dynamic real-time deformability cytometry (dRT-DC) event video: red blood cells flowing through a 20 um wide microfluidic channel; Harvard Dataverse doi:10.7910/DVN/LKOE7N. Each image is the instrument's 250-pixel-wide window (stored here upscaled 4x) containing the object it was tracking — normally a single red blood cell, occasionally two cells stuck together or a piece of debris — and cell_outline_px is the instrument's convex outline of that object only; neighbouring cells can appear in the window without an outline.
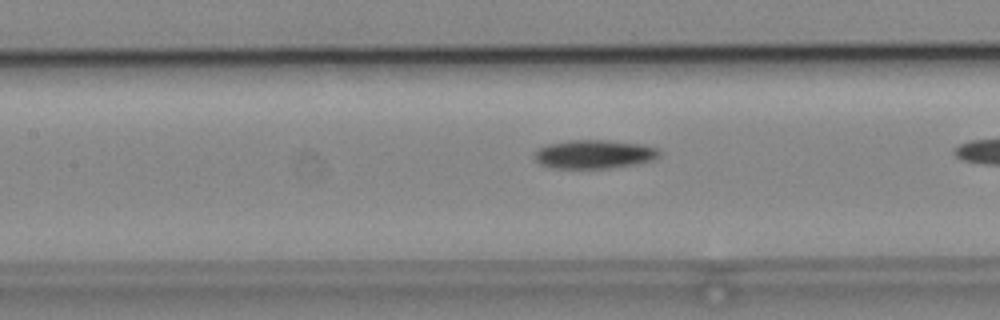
{"species": "common noctule bat (a hibernating species)", "species_latin": "Nyctalus noctula", "temperature_condition": "cold", "stored_images_in_passage": 11, "camera_frame_rate_fps": 3000, "um_per_image_px": 0.085, "animal": {"sex": "male", "body_mass_g": 19.2, "forearm_length_mm": 51.8}, "frame": {"image": 1, "passage_image": 10, "time_ms": 3.0, "image_size_px": [1000, 320], "cell_outline_px": [[660, 156], [656, 160], [636, 164], [608, 168], [552, 168], [540, 164], [536, 160], [536, 148], [544, 144], [572, 140], [608, 140], [644, 144], [656, 148], [660, 152]], "centroid_in_image_um": [50.52, 13.1], "position_along_channel_um": 156.9, "area_um2": 21.1}}